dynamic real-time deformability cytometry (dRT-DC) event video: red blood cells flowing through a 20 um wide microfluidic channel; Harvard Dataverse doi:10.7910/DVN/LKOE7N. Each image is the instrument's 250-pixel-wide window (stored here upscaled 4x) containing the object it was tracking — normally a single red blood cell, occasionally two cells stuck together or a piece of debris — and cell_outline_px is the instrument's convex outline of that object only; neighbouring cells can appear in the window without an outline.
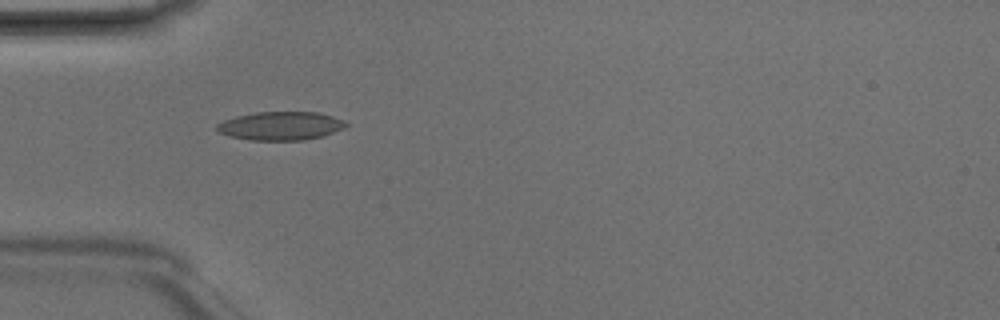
{"species": "Egyptian fruit bat (a non-hibernating species)", "species_latin": "Rousettus aegyptiacus", "temperature_condition": "room temperature", "stored_images_in_passage": 7, "camera_frame_rate_fps": 3000, "um_per_image_px": 0.085, "animal": {"sex": "male"}, "frame": {"image": 1, "passage_image": 4, "time_ms": 1.0, "image_size_px": [1000, 320], "cell_outline_px": [[348, 124], [344, 128], [324, 136], [304, 140], [248, 140], [228, 136], [216, 132], [216, 124], [224, 120], [236, 116], [256, 112], [316, 112], [332, 116], [344, 120]], "centroid_in_image_um": [23.83, 10.7], "position_along_channel_um": 61.2, "area_um2": 21.62}}
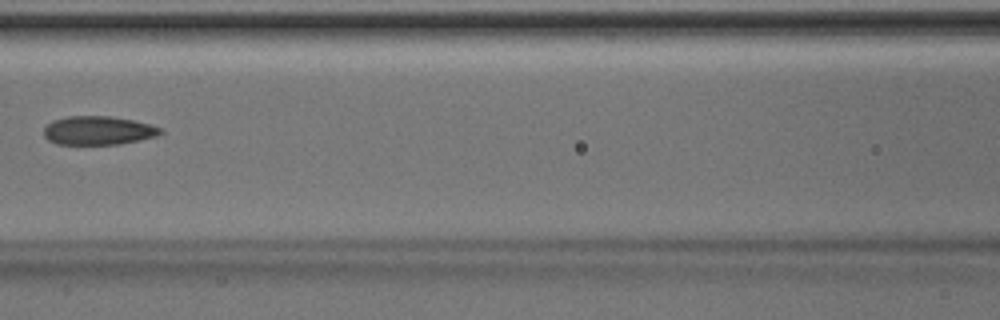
{"frame": {"image": 2, "passage_image": 6, "time_ms": 1.667, "image_size_px": [1000, 320], "cell_outline_px": [[164, 132], [156, 136], [140, 140], [120, 144], [56, 144], [48, 140], [44, 136], [44, 128], [52, 120], [68, 116], [108, 116], [132, 120], [164, 128]], "centroid_in_image_um": [8.35, 11.09], "position_along_channel_um": 158.2, "area_um2": 19.54}}